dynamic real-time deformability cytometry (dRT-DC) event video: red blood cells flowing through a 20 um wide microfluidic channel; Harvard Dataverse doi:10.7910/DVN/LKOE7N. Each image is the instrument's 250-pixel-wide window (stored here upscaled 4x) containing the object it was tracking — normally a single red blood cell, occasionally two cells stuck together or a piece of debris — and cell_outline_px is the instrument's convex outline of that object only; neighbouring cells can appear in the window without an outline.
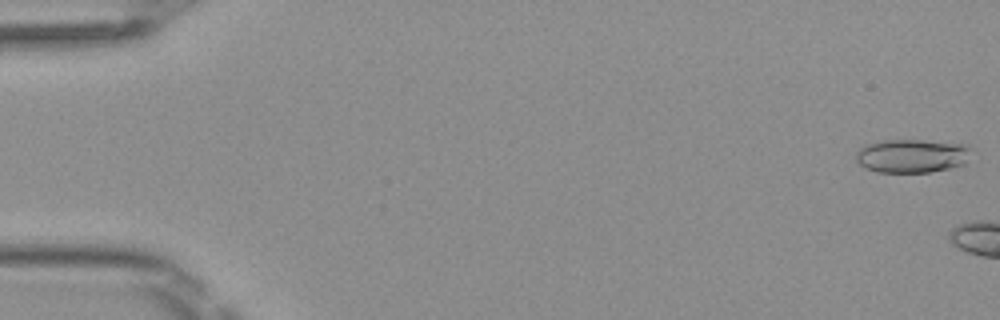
{"species": "Egyptian fruit bat (a non-hibernating species)", "species_latin": "Rousettus aegyptiacus", "temperature_condition": "room temperature", "stored_images_in_passage": 5, "camera_frame_rate_fps": 3000, "um_per_image_px": 0.085, "frame": {"image": 1, "passage_image": 1, "time_ms": 0.0, "image_size_px": [1000, 320], "cell_outline_px": [[972, 148], [964, 164], [932, 172], [876, 172], [864, 168], [856, 160], [856, 152], [864, 144], [880, 140], [924, 140], [968, 144]], "centroid_in_image_um": [77.49, 13.24], "position_along_channel_um": 7.5, "area_um2": 22.83}}